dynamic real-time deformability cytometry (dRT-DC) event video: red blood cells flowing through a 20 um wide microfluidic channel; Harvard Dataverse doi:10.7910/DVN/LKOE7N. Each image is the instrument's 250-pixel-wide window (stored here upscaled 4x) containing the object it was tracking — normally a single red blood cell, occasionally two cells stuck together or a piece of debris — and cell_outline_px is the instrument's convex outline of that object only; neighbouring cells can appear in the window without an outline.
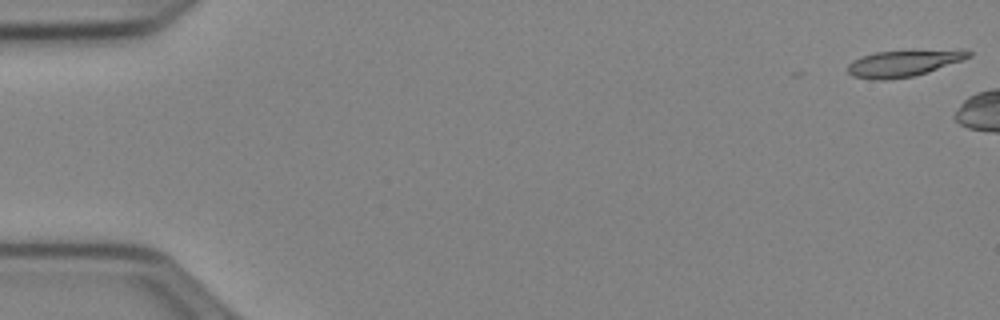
{"species": "Egyptian fruit bat (a non-hibernating species)", "species_latin": "Rousettus aegyptiacus", "temperature_condition": "cold", "stored_images_in_passage": 10, "camera_frame_rate_fps": 3000, "um_per_image_px": 0.085, "animal": {"sex": "female"}, "frame": {"image": 1, "passage_image": 1, "time_ms": 0.0, "image_size_px": [1000, 320], "cell_outline_px": [[972, 56], [928, 72], [912, 76], [884, 80], [872, 80], [852, 76], [848, 72], [848, 64], [852, 60], [876, 52], [912, 48], [964, 48], [972, 52]], "centroid_in_image_um": [76.89, 5.31], "position_along_channel_um": 8.1, "area_um2": 19.59}}